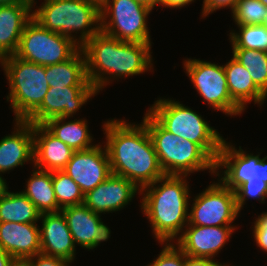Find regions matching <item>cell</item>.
<instances>
[{
    "label": "cell",
    "instance_id": "10",
    "mask_svg": "<svg viewBox=\"0 0 267 266\" xmlns=\"http://www.w3.org/2000/svg\"><path fill=\"white\" fill-rule=\"evenodd\" d=\"M81 47L72 39L43 28L33 18L25 25L16 57L49 66L70 59Z\"/></svg>",
    "mask_w": 267,
    "mask_h": 266
},
{
    "label": "cell",
    "instance_id": "47",
    "mask_svg": "<svg viewBox=\"0 0 267 266\" xmlns=\"http://www.w3.org/2000/svg\"><path fill=\"white\" fill-rule=\"evenodd\" d=\"M263 25L267 28V17L265 18Z\"/></svg>",
    "mask_w": 267,
    "mask_h": 266
},
{
    "label": "cell",
    "instance_id": "23",
    "mask_svg": "<svg viewBox=\"0 0 267 266\" xmlns=\"http://www.w3.org/2000/svg\"><path fill=\"white\" fill-rule=\"evenodd\" d=\"M231 98L245 111L252 101L264 105L267 96L254 84L250 73L233 56L223 64Z\"/></svg>",
    "mask_w": 267,
    "mask_h": 266
},
{
    "label": "cell",
    "instance_id": "1",
    "mask_svg": "<svg viewBox=\"0 0 267 266\" xmlns=\"http://www.w3.org/2000/svg\"><path fill=\"white\" fill-rule=\"evenodd\" d=\"M102 128L112 174L128 179L139 190L165 175L143 121L135 124L113 118Z\"/></svg>",
    "mask_w": 267,
    "mask_h": 266
},
{
    "label": "cell",
    "instance_id": "48",
    "mask_svg": "<svg viewBox=\"0 0 267 266\" xmlns=\"http://www.w3.org/2000/svg\"><path fill=\"white\" fill-rule=\"evenodd\" d=\"M32 1H33V8H35L37 1H35V0H32Z\"/></svg>",
    "mask_w": 267,
    "mask_h": 266
},
{
    "label": "cell",
    "instance_id": "15",
    "mask_svg": "<svg viewBox=\"0 0 267 266\" xmlns=\"http://www.w3.org/2000/svg\"><path fill=\"white\" fill-rule=\"evenodd\" d=\"M60 211L75 245L90 251L111 237V229L102 221L101 214L93 212L85 204L67 206Z\"/></svg>",
    "mask_w": 267,
    "mask_h": 266
},
{
    "label": "cell",
    "instance_id": "24",
    "mask_svg": "<svg viewBox=\"0 0 267 266\" xmlns=\"http://www.w3.org/2000/svg\"><path fill=\"white\" fill-rule=\"evenodd\" d=\"M68 119L71 118L54 117L48 119L43 125L55 137L67 144L74 151L86 150L94 147L96 144L93 143L94 140L89 130L87 119Z\"/></svg>",
    "mask_w": 267,
    "mask_h": 266
},
{
    "label": "cell",
    "instance_id": "31",
    "mask_svg": "<svg viewBox=\"0 0 267 266\" xmlns=\"http://www.w3.org/2000/svg\"><path fill=\"white\" fill-rule=\"evenodd\" d=\"M231 13L235 25H261L267 17V7L259 0H239Z\"/></svg>",
    "mask_w": 267,
    "mask_h": 266
},
{
    "label": "cell",
    "instance_id": "5",
    "mask_svg": "<svg viewBox=\"0 0 267 266\" xmlns=\"http://www.w3.org/2000/svg\"><path fill=\"white\" fill-rule=\"evenodd\" d=\"M32 16L43 28L72 39L80 47L101 31L100 4L94 0H44L32 10Z\"/></svg>",
    "mask_w": 267,
    "mask_h": 266
},
{
    "label": "cell",
    "instance_id": "21",
    "mask_svg": "<svg viewBox=\"0 0 267 266\" xmlns=\"http://www.w3.org/2000/svg\"><path fill=\"white\" fill-rule=\"evenodd\" d=\"M40 226L37 223H0V248L14 259H28L40 253Z\"/></svg>",
    "mask_w": 267,
    "mask_h": 266
},
{
    "label": "cell",
    "instance_id": "17",
    "mask_svg": "<svg viewBox=\"0 0 267 266\" xmlns=\"http://www.w3.org/2000/svg\"><path fill=\"white\" fill-rule=\"evenodd\" d=\"M140 195V190L128 179L111 174L96 188L84 195V204L95 213L102 215L123 210Z\"/></svg>",
    "mask_w": 267,
    "mask_h": 266
},
{
    "label": "cell",
    "instance_id": "43",
    "mask_svg": "<svg viewBox=\"0 0 267 266\" xmlns=\"http://www.w3.org/2000/svg\"><path fill=\"white\" fill-rule=\"evenodd\" d=\"M10 266H30L27 259H14Z\"/></svg>",
    "mask_w": 267,
    "mask_h": 266
},
{
    "label": "cell",
    "instance_id": "22",
    "mask_svg": "<svg viewBox=\"0 0 267 266\" xmlns=\"http://www.w3.org/2000/svg\"><path fill=\"white\" fill-rule=\"evenodd\" d=\"M32 9L33 4L0 5V60L16 53Z\"/></svg>",
    "mask_w": 267,
    "mask_h": 266
},
{
    "label": "cell",
    "instance_id": "14",
    "mask_svg": "<svg viewBox=\"0 0 267 266\" xmlns=\"http://www.w3.org/2000/svg\"><path fill=\"white\" fill-rule=\"evenodd\" d=\"M62 171L71 177L84 195L87 194L112 174L105 145L98 143L92 148L75 151Z\"/></svg>",
    "mask_w": 267,
    "mask_h": 266
},
{
    "label": "cell",
    "instance_id": "38",
    "mask_svg": "<svg viewBox=\"0 0 267 266\" xmlns=\"http://www.w3.org/2000/svg\"><path fill=\"white\" fill-rule=\"evenodd\" d=\"M254 241L263 252H267V234H253Z\"/></svg>",
    "mask_w": 267,
    "mask_h": 266
},
{
    "label": "cell",
    "instance_id": "40",
    "mask_svg": "<svg viewBox=\"0 0 267 266\" xmlns=\"http://www.w3.org/2000/svg\"><path fill=\"white\" fill-rule=\"evenodd\" d=\"M8 189L9 187H8L6 179L4 178L2 174H0V200L5 196Z\"/></svg>",
    "mask_w": 267,
    "mask_h": 266
},
{
    "label": "cell",
    "instance_id": "4",
    "mask_svg": "<svg viewBox=\"0 0 267 266\" xmlns=\"http://www.w3.org/2000/svg\"><path fill=\"white\" fill-rule=\"evenodd\" d=\"M226 140H224L215 162V176L227 188L235 191L239 212L248 199H257L262 204L266 203L267 156L261 158V152H257L256 155L248 153L241 146L238 149Z\"/></svg>",
    "mask_w": 267,
    "mask_h": 266
},
{
    "label": "cell",
    "instance_id": "9",
    "mask_svg": "<svg viewBox=\"0 0 267 266\" xmlns=\"http://www.w3.org/2000/svg\"><path fill=\"white\" fill-rule=\"evenodd\" d=\"M151 12L136 0H105L100 5L101 32L121 41L152 43L147 27Z\"/></svg>",
    "mask_w": 267,
    "mask_h": 266
},
{
    "label": "cell",
    "instance_id": "19",
    "mask_svg": "<svg viewBox=\"0 0 267 266\" xmlns=\"http://www.w3.org/2000/svg\"><path fill=\"white\" fill-rule=\"evenodd\" d=\"M14 131L0 139V174L34 163L33 124L15 120Z\"/></svg>",
    "mask_w": 267,
    "mask_h": 266
},
{
    "label": "cell",
    "instance_id": "3",
    "mask_svg": "<svg viewBox=\"0 0 267 266\" xmlns=\"http://www.w3.org/2000/svg\"><path fill=\"white\" fill-rule=\"evenodd\" d=\"M188 177L164 175L140 190L141 213L150 222L158 243L175 242L188 224L191 195Z\"/></svg>",
    "mask_w": 267,
    "mask_h": 266
},
{
    "label": "cell",
    "instance_id": "45",
    "mask_svg": "<svg viewBox=\"0 0 267 266\" xmlns=\"http://www.w3.org/2000/svg\"><path fill=\"white\" fill-rule=\"evenodd\" d=\"M230 265H231V266H234V265H232V264H227V263H226V264H225V263H223V264L220 263V264H219V266H230Z\"/></svg>",
    "mask_w": 267,
    "mask_h": 266
},
{
    "label": "cell",
    "instance_id": "2",
    "mask_svg": "<svg viewBox=\"0 0 267 266\" xmlns=\"http://www.w3.org/2000/svg\"><path fill=\"white\" fill-rule=\"evenodd\" d=\"M151 46L152 43L121 41L100 31L81 47L88 80L99 93L115 79L152 72Z\"/></svg>",
    "mask_w": 267,
    "mask_h": 266
},
{
    "label": "cell",
    "instance_id": "35",
    "mask_svg": "<svg viewBox=\"0 0 267 266\" xmlns=\"http://www.w3.org/2000/svg\"><path fill=\"white\" fill-rule=\"evenodd\" d=\"M220 262L209 258L192 257L185 254L184 266H219Z\"/></svg>",
    "mask_w": 267,
    "mask_h": 266
},
{
    "label": "cell",
    "instance_id": "30",
    "mask_svg": "<svg viewBox=\"0 0 267 266\" xmlns=\"http://www.w3.org/2000/svg\"><path fill=\"white\" fill-rule=\"evenodd\" d=\"M52 185L61 209L84 204V194L80 187L63 171H52Z\"/></svg>",
    "mask_w": 267,
    "mask_h": 266
},
{
    "label": "cell",
    "instance_id": "37",
    "mask_svg": "<svg viewBox=\"0 0 267 266\" xmlns=\"http://www.w3.org/2000/svg\"><path fill=\"white\" fill-rule=\"evenodd\" d=\"M192 2H195V0H161L159 6H162L167 9H180L186 7L188 4L190 5Z\"/></svg>",
    "mask_w": 267,
    "mask_h": 266
},
{
    "label": "cell",
    "instance_id": "34",
    "mask_svg": "<svg viewBox=\"0 0 267 266\" xmlns=\"http://www.w3.org/2000/svg\"><path fill=\"white\" fill-rule=\"evenodd\" d=\"M30 266H70L68 261L54 256L38 253L27 259Z\"/></svg>",
    "mask_w": 267,
    "mask_h": 266
},
{
    "label": "cell",
    "instance_id": "39",
    "mask_svg": "<svg viewBox=\"0 0 267 266\" xmlns=\"http://www.w3.org/2000/svg\"><path fill=\"white\" fill-rule=\"evenodd\" d=\"M13 260L14 258L10 254L0 248V266H10Z\"/></svg>",
    "mask_w": 267,
    "mask_h": 266
},
{
    "label": "cell",
    "instance_id": "33",
    "mask_svg": "<svg viewBox=\"0 0 267 266\" xmlns=\"http://www.w3.org/2000/svg\"><path fill=\"white\" fill-rule=\"evenodd\" d=\"M239 0H203L201 19L209 16V14L216 12L219 9H231L234 10Z\"/></svg>",
    "mask_w": 267,
    "mask_h": 266
},
{
    "label": "cell",
    "instance_id": "28",
    "mask_svg": "<svg viewBox=\"0 0 267 266\" xmlns=\"http://www.w3.org/2000/svg\"><path fill=\"white\" fill-rule=\"evenodd\" d=\"M232 56L246 68L254 84L267 96V52L232 48Z\"/></svg>",
    "mask_w": 267,
    "mask_h": 266
},
{
    "label": "cell",
    "instance_id": "26",
    "mask_svg": "<svg viewBox=\"0 0 267 266\" xmlns=\"http://www.w3.org/2000/svg\"><path fill=\"white\" fill-rule=\"evenodd\" d=\"M25 186L22 192L41 214L59 212L61 210L55 197L51 171L34 167Z\"/></svg>",
    "mask_w": 267,
    "mask_h": 266
},
{
    "label": "cell",
    "instance_id": "27",
    "mask_svg": "<svg viewBox=\"0 0 267 266\" xmlns=\"http://www.w3.org/2000/svg\"><path fill=\"white\" fill-rule=\"evenodd\" d=\"M41 213L22 191L10 192L0 200V223H37Z\"/></svg>",
    "mask_w": 267,
    "mask_h": 266
},
{
    "label": "cell",
    "instance_id": "42",
    "mask_svg": "<svg viewBox=\"0 0 267 266\" xmlns=\"http://www.w3.org/2000/svg\"><path fill=\"white\" fill-rule=\"evenodd\" d=\"M136 1L154 10V7L156 5L158 6L161 0H136Z\"/></svg>",
    "mask_w": 267,
    "mask_h": 266
},
{
    "label": "cell",
    "instance_id": "32",
    "mask_svg": "<svg viewBox=\"0 0 267 266\" xmlns=\"http://www.w3.org/2000/svg\"><path fill=\"white\" fill-rule=\"evenodd\" d=\"M160 245L163 246L160 254L146 266H184L185 253L175 244V242H163L160 243Z\"/></svg>",
    "mask_w": 267,
    "mask_h": 266
},
{
    "label": "cell",
    "instance_id": "16",
    "mask_svg": "<svg viewBox=\"0 0 267 266\" xmlns=\"http://www.w3.org/2000/svg\"><path fill=\"white\" fill-rule=\"evenodd\" d=\"M236 229L238 228L206 227L188 223L175 244L188 256L209 258L215 261L214 257L224 248Z\"/></svg>",
    "mask_w": 267,
    "mask_h": 266
},
{
    "label": "cell",
    "instance_id": "44",
    "mask_svg": "<svg viewBox=\"0 0 267 266\" xmlns=\"http://www.w3.org/2000/svg\"><path fill=\"white\" fill-rule=\"evenodd\" d=\"M263 5L267 7V0H259Z\"/></svg>",
    "mask_w": 267,
    "mask_h": 266
},
{
    "label": "cell",
    "instance_id": "18",
    "mask_svg": "<svg viewBox=\"0 0 267 266\" xmlns=\"http://www.w3.org/2000/svg\"><path fill=\"white\" fill-rule=\"evenodd\" d=\"M39 221L41 251L45 255L62 258L69 263L74 262L76 245L61 211L42 213Z\"/></svg>",
    "mask_w": 267,
    "mask_h": 266
},
{
    "label": "cell",
    "instance_id": "20",
    "mask_svg": "<svg viewBox=\"0 0 267 266\" xmlns=\"http://www.w3.org/2000/svg\"><path fill=\"white\" fill-rule=\"evenodd\" d=\"M34 164L45 171H62L75 152L43 124L33 125Z\"/></svg>",
    "mask_w": 267,
    "mask_h": 266
},
{
    "label": "cell",
    "instance_id": "12",
    "mask_svg": "<svg viewBox=\"0 0 267 266\" xmlns=\"http://www.w3.org/2000/svg\"><path fill=\"white\" fill-rule=\"evenodd\" d=\"M211 183L194 196L188 223L206 227H236L233 223L240 212L236 205L235 191L227 188L219 179Z\"/></svg>",
    "mask_w": 267,
    "mask_h": 266
},
{
    "label": "cell",
    "instance_id": "13",
    "mask_svg": "<svg viewBox=\"0 0 267 266\" xmlns=\"http://www.w3.org/2000/svg\"><path fill=\"white\" fill-rule=\"evenodd\" d=\"M97 94L95 86L49 87L42 104L25 121L37 125L54 117L73 118Z\"/></svg>",
    "mask_w": 267,
    "mask_h": 266
},
{
    "label": "cell",
    "instance_id": "41",
    "mask_svg": "<svg viewBox=\"0 0 267 266\" xmlns=\"http://www.w3.org/2000/svg\"><path fill=\"white\" fill-rule=\"evenodd\" d=\"M33 4L32 0H0V5Z\"/></svg>",
    "mask_w": 267,
    "mask_h": 266
},
{
    "label": "cell",
    "instance_id": "29",
    "mask_svg": "<svg viewBox=\"0 0 267 266\" xmlns=\"http://www.w3.org/2000/svg\"><path fill=\"white\" fill-rule=\"evenodd\" d=\"M239 29L230 30L232 48H245L267 52V28L261 25H236Z\"/></svg>",
    "mask_w": 267,
    "mask_h": 266
},
{
    "label": "cell",
    "instance_id": "46",
    "mask_svg": "<svg viewBox=\"0 0 267 266\" xmlns=\"http://www.w3.org/2000/svg\"><path fill=\"white\" fill-rule=\"evenodd\" d=\"M94 1L98 2L101 5L105 0H94Z\"/></svg>",
    "mask_w": 267,
    "mask_h": 266
},
{
    "label": "cell",
    "instance_id": "11",
    "mask_svg": "<svg viewBox=\"0 0 267 266\" xmlns=\"http://www.w3.org/2000/svg\"><path fill=\"white\" fill-rule=\"evenodd\" d=\"M184 72L203 102L227 116H237L244 110L231 98L223 65L210 61L187 58L183 61Z\"/></svg>",
    "mask_w": 267,
    "mask_h": 266
},
{
    "label": "cell",
    "instance_id": "36",
    "mask_svg": "<svg viewBox=\"0 0 267 266\" xmlns=\"http://www.w3.org/2000/svg\"><path fill=\"white\" fill-rule=\"evenodd\" d=\"M253 222L252 229L253 234H267V212H262Z\"/></svg>",
    "mask_w": 267,
    "mask_h": 266
},
{
    "label": "cell",
    "instance_id": "7",
    "mask_svg": "<svg viewBox=\"0 0 267 266\" xmlns=\"http://www.w3.org/2000/svg\"><path fill=\"white\" fill-rule=\"evenodd\" d=\"M159 164L165 175L206 171L215 176V161L196 143L165 130L147 111L143 116Z\"/></svg>",
    "mask_w": 267,
    "mask_h": 266
},
{
    "label": "cell",
    "instance_id": "6",
    "mask_svg": "<svg viewBox=\"0 0 267 266\" xmlns=\"http://www.w3.org/2000/svg\"><path fill=\"white\" fill-rule=\"evenodd\" d=\"M147 112L168 132L198 144L215 162L225 138L198 112L172 98H157Z\"/></svg>",
    "mask_w": 267,
    "mask_h": 266
},
{
    "label": "cell",
    "instance_id": "25",
    "mask_svg": "<svg viewBox=\"0 0 267 266\" xmlns=\"http://www.w3.org/2000/svg\"><path fill=\"white\" fill-rule=\"evenodd\" d=\"M45 73L50 87L94 86L88 80L85 56L81 48L70 59L45 66Z\"/></svg>",
    "mask_w": 267,
    "mask_h": 266
},
{
    "label": "cell",
    "instance_id": "8",
    "mask_svg": "<svg viewBox=\"0 0 267 266\" xmlns=\"http://www.w3.org/2000/svg\"><path fill=\"white\" fill-rule=\"evenodd\" d=\"M9 93L6 101L10 102L14 120L25 121L41 104L49 89L45 66L22 60L10 55L0 60Z\"/></svg>",
    "mask_w": 267,
    "mask_h": 266
}]
</instances>
